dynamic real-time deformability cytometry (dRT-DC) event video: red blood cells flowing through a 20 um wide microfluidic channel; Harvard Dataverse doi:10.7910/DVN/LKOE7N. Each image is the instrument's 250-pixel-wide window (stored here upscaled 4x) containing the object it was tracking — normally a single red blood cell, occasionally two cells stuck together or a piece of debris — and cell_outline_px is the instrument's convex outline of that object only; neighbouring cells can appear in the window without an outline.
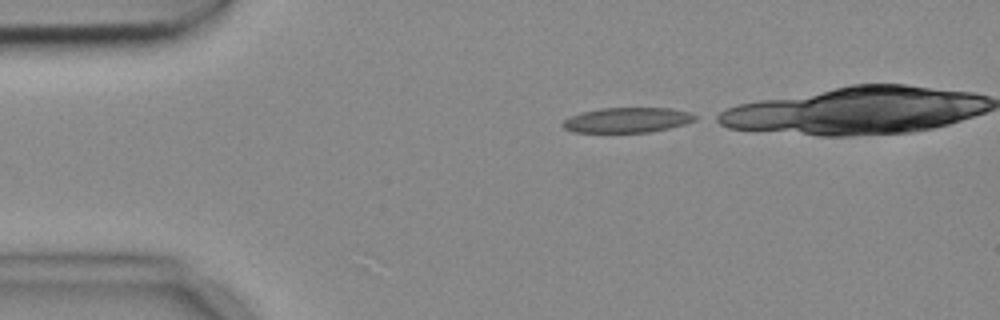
{"species": "common noctule bat (a hibernating species)", "species_latin": "Nyctalus noctula", "temperature_condition": "cold", "stored_images_in_passage": 14, "camera_frame_rate_fps": 3000, "um_per_image_px": 0.085, "animal": {"sex": "female", "body_mass_g": 18.4}, "frame": {"image": 1, "passage_image": 1, "time_ms": 0.0, "image_size_px": [1000, 320], "cell_outline_px": [[696, 120], [684, 124], [668, 128], [648, 132], [572, 132], [564, 128], [560, 124], [568, 116], [580, 112], [600, 108], [672, 108], [688, 112], [696, 116]], "centroid_in_image_um": [53.25, 10.2], "position_along_channel_um": 31.7, "area_um2": 19.36}}
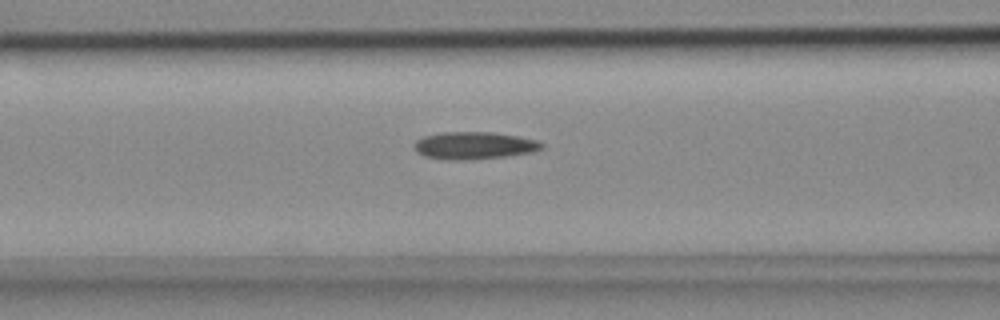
{"frame": {"image": 2, "passage_image": 12, "time_ms": 3.667, "image_size_px": [1000, 320], "cell_outline_px": [[544, 144], [540, 148], [532, 152], [504, 156], [460, 160], [424, 156], [416, 152], [412, 144], [416, 140], [424, 136], [444, 132], [492, 132], [516, 136], [536, 140]], "centroid_in_image_um": [40.25, 12.35], "position_along_channel_um": 126.4, "area_um2": 19.94}}